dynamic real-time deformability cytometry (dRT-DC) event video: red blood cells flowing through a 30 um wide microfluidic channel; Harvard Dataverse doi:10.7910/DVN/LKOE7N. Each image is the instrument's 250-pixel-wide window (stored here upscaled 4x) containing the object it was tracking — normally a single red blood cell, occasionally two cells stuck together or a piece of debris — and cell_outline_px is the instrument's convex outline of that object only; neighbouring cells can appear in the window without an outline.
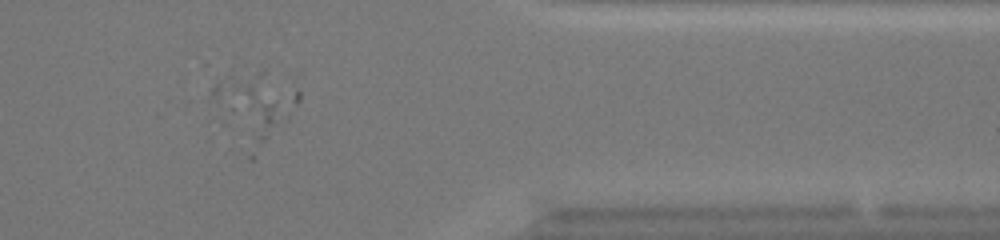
{"species": "common noctule bat (a hibernating species)", "species_latin": "Nyctalus noctula", "temperature_condition": "warm", "stored_images_in_passage": 39, "camera_frame_rate_fps": 3000, "um_per_image_px": 0.085, "animal": {"sex": "female", "body_mass_g": 20.0, "forearm_length_mm": 54.0}, "frame": {"image": 1, "passage_image": 29, "time_ms": 9.333, "image_size_px": [1000, 240], "cell_outline_px": [[300, 100], [288, 120], [264, 140], [256, 144], [252, 128], [260, 100], [296, 92], [300, 92]], "centroid_in_image_um": [23.25, 9.74], "position_along_channel_um": 388.1, "area_um2": 10.0}}